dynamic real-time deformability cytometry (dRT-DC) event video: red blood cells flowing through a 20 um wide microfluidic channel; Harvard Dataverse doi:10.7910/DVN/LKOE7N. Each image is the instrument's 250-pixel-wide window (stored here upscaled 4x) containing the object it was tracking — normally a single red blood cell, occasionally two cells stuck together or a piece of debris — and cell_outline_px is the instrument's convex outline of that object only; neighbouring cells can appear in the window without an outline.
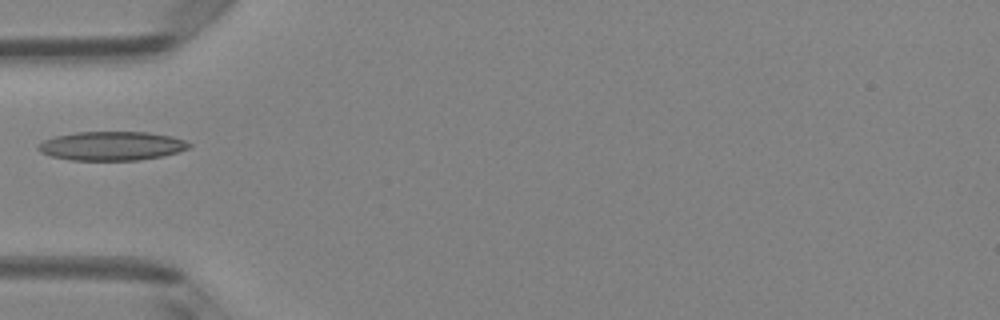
{"species": "Egyptian fruit bat (a non-hibernating species)", "species_latin": "Rousettus aegyptiacus", "temperature_condition": "room temperature", "stored_images_in_passage": 27, "camera_frame_rate_fps": 3000, "um_per_image_px": 0.085, "animal": {"sex": "female"}, "frame": {"image": 1, "passage_image": 1, "time_ms": 0.0, "image_size_px": [1000, 320], "cell_outline_px": [[192, 144], [188, 148], [164, 156], [136, 160], [72, 160], [52, 156], [40, 152], [36, 148], [36, 144], [44, 140], [56, 136], [76, 132], [148, 132], [172, 136], [184, 140]], "centroid_in_image_um": [9.47, 12.4], "position_along_channel_um": 75.5, "area_um2": 25.43}}
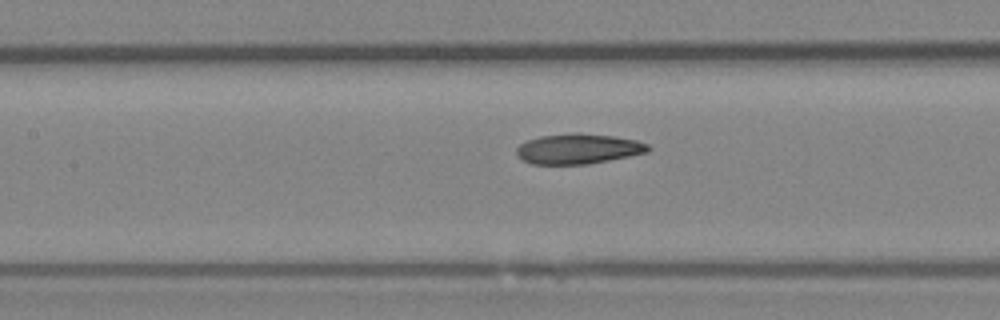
{"frame": {"image": 2, "passage_image": 7, "time_ms": 2.0, "image_size_px": [1000, 320], "cell_outline_px": [[652, 148], [648, 152], [588, 164], [532, 164], [516, 156], [516, 148], [520, 144], [528, 140], [540, 136], [572, 132], [580, 132], [616, 136], [636, 140], [648, 144]], "centroid_in_image_um": [49.15, 12.63], "position_along_channel_um": 158.2, "area_um2": 23.35}}
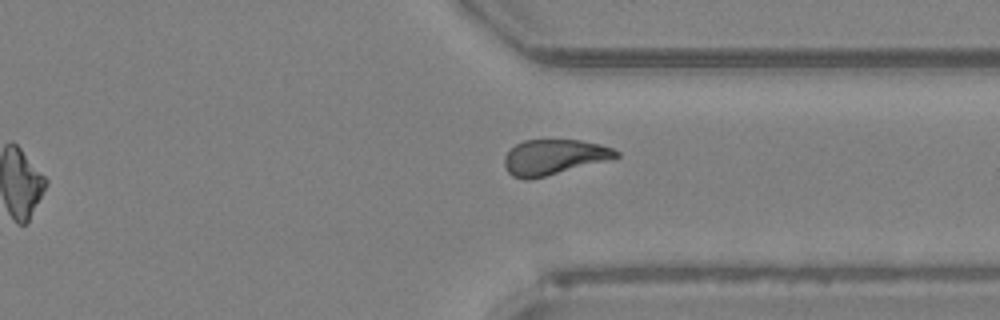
{"frame": {"image": 3, "passage_image": 22, "time_ms": 7.0, "image_size_px": [1000, 320], "cell_outline_px": [[620, 156], [612, 160], [528, 180], [524, 180], [512, 176], [508, 172], [504, 164], [504, 156], [516, 144], [524, 140], [580, 140], [600, 144], [612, 148], [620, 152]], "centroid_in_image_um": [47.11, 13.36], "position_along_channel_um": 364.3, "area_um2": 23.12}}